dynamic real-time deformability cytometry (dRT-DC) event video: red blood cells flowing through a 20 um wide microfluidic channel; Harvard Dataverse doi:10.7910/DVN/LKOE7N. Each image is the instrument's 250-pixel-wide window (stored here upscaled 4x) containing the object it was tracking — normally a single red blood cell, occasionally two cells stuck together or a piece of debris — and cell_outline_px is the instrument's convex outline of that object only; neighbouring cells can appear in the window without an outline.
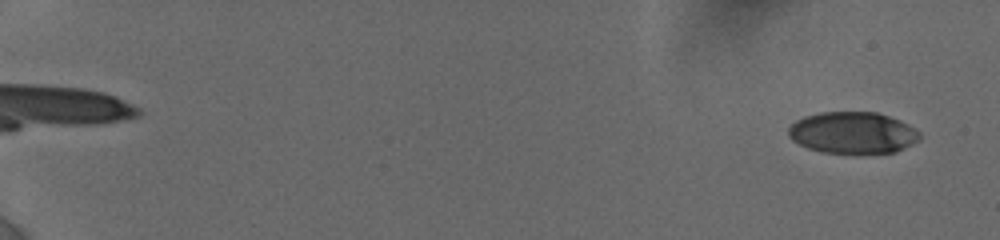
{"species": "human", "species_latin": "Homo sapiens", "temperature_condition": "cold", "stored_images_in_passage": 41, "camera_frame_rate_fps": 3000, "um_per_image_px": 0.085, "donor": {"sex": "female"}, "frame": {"image": 1, "passage_image": 2, "time_ms": 0.667, "image_size_px": [1000, 240], "cell_outline_px": [[920, 140], [896, 152], [824, 152], [808, 148], [792, 140], [788, 136], [788, 128], [796, 120], [804, 116], [820, 112], [876, 112], [900, 120], [916, 128], [920, 132]], "centroid_in_image_um": [72.49, 11.26], "position_along_channel_um": 12.5, "area_um2": 31.67}}
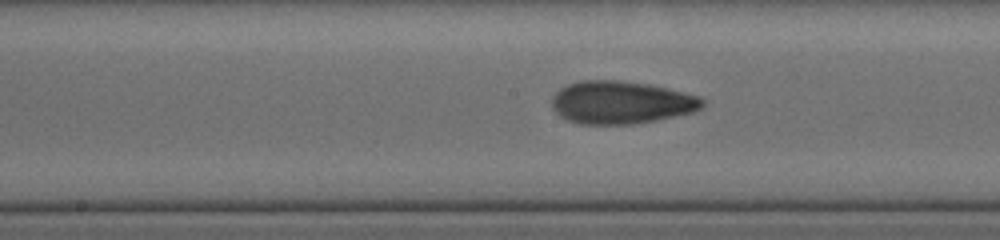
{"frame": {"image": 2, "passage_image": 24, "time_ms": 10.667, "image_size_px": [1000, 240], "cell_outline_px": [[704, 104], [696, 112], [656, 120], [632, 124], [580, 124], [568, 120], [560, 116], [552, 108], [552, 96], [560, 88], [568, 84], [580, 80], [616, 80], [648, 84], [668, 88], [700, 96], [704, 100]], "centroid_in_image_um": [52.8, 8.71], "position_along_channel_um": 195.4, "area_um2": 37.69}}
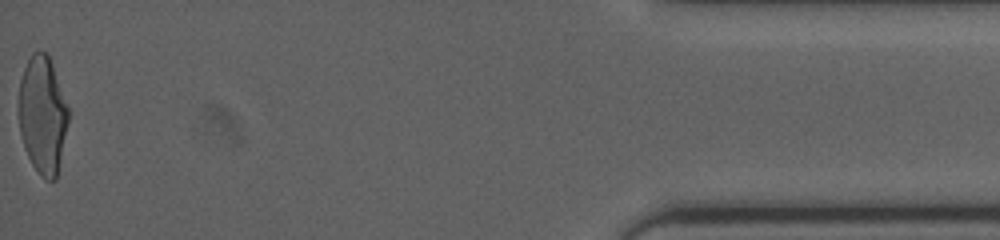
{"frame": {"image": 3, "passage_image": 41, "time_ms": 18.667, "image_size_px": [1000, 240], "cell_outline_px": [[68, 120], [56, 180], [44, 180], [40, 176], [32, 164], [24, 148], [20, 132], [16, 108], [20, 80], [24, 68], [32, 52], [44, 52], [48, 56], [52, 64], [68, 108]], "centroid_in_image_um": [3.57, 9.79], "position_along_channel_um": 431.6, "area_um2": 34.04}, "authors_computed_cell_mechanics": {"area_um2": 34.8534, "velocity_mm_per_s": 3.8554, "shape_relaxation_time_tau1_ms": 5.737, "shape_relaxation_time_tau2_ms": 1.455, "deformation_change_tau1": 0.2026, "deformation_change_tau2": 0.0816}}